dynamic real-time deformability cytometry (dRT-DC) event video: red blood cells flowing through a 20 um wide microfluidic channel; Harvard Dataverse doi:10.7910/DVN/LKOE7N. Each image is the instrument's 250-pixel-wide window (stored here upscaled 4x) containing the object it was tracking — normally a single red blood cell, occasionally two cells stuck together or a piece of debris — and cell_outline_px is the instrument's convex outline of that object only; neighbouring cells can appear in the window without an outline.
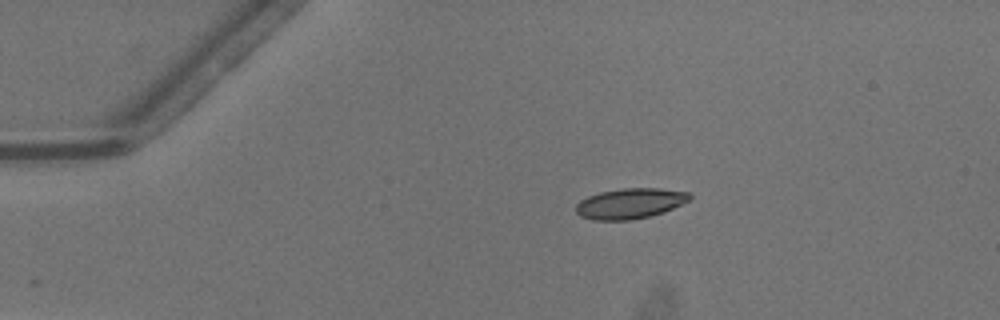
{"species": "common noctule bat (a hibernating species)", "species_latin": "Nyctalus noctula", "temperature_condition": "warm", "stored_images_in_passage": 42, "camera_frame_rate_fps": 3000, "um_per_image_px": 0.085, "animal": {"sex": "male", "body_mass_g": 13.3}, "frame": {"image": 1, "passage_image": 1, "time_ms": 0.0, "image_size_px": [1000, 320], "cell_outline_px": [[692, 200], [664, 212], [648, 216], [628, 220], [592, 220], [580, 216], [576, 212], [576, 204], [580, 200], [588, 196], [600, 192], [624, 188], [660, 188], [688, 192], [692, 196]], "centroid_in_image_um": [53.57, 17.29], "position_along_channel_um": 31.4, "area_um2": 20.23}}
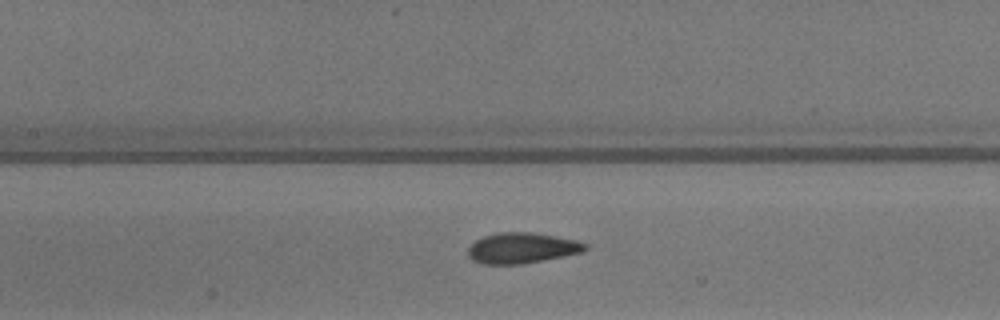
{"frame": {"image": 2, "passage_image": 15, "time_ms": 4.667, "image_size_px": [1000, 320], "cell_outline_px": [[588, 248], [584, 252], [544, 260], [520, 264], [480, 264], [472, 260], [468, 256], [468, 248], [476, 240], [484, 236], [496, 232], [528, 232], [556, 236], [576, 240], [588, 244]], "centroid_in_image_um": [44.37, 21.08], "position_along_channel_um": 163.0, "area_um2": 21.04}}
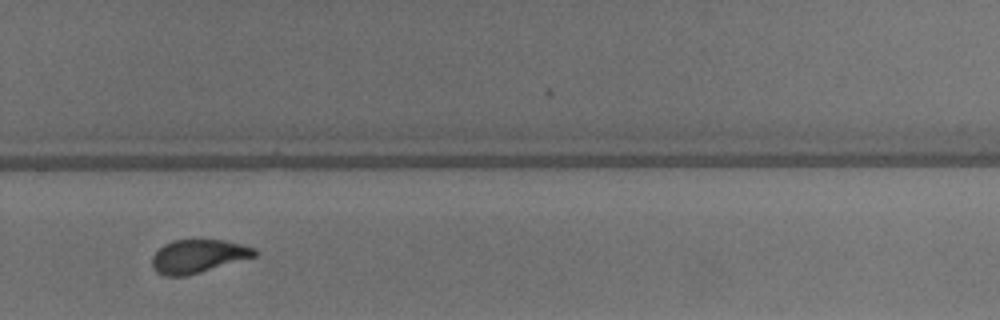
{"frame": {"image": 3, "passage_image": 26, "time_ms": 8.333, "image_size_px": [1000, 320], "cell_outline_px": [[260, 252], [256, 256], [188, 276], [164, 276], [156, 272], [152, 268], [152, 256], [164, 244], [172, 240], [220, 240], [240, 244], [256, 248]], "centroid_in_image_um": [16.84, 21.79], "position_along_channel_um": 313.0, "area_um2": 20.0}, "authors_computed_cell_mechanics": {"area_um2": 20.6057, "velocity_mm_per_s": 4.1078, "shape_relaxation_time_tau1_ms": 3.2906, "shape_relaxation_time_tau2_ms": 1.1848, "deformation_change_tau1": 0.1377, "deformation_change_tau2": 0.0657}}